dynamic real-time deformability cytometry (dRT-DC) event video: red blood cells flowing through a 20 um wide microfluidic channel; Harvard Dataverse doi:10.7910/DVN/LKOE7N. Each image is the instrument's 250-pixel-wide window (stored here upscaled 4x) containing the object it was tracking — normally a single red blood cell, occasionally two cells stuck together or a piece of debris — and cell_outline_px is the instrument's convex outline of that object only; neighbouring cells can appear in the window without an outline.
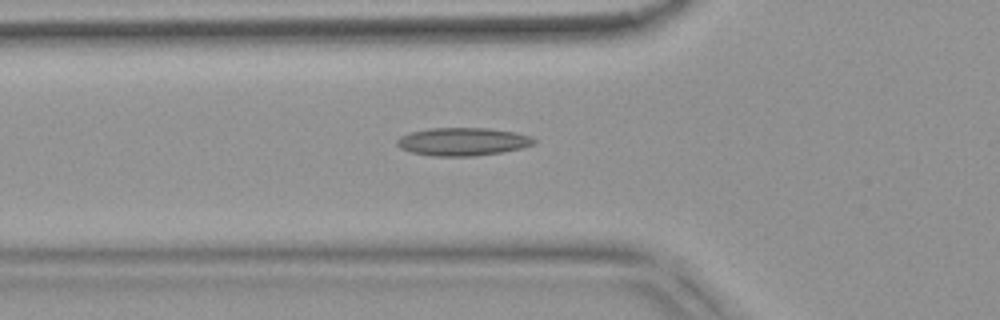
{"species": "common noctule bat (a hibernating species)", "species_latin": "Nyctalus noctula", "temperature_condition": "warm", "stored_images_in_passage": 53, "camera_frame_rate_fps": 3000, "um_per_image_px": 0.085, "animal": {"sex": "female", "body_mass_g": 18.4}, "frame": {"image": 1, "passage_image": 18, "time_ms": 5.667, "image_size_px": [1000, 320], "cell_outline_px": [[536, 144], [524, 148], [504, 152], [476, 156], [432, 156], [412, 152], [400, 148], [396, 144], [396, 140], [400, 136], [412, 132], [428, 128], [488, 128], [516, 132], [532, 136], [536, 140]], "centroid_in_image_um": [39.39, 12.04], "position_along_channel_um": 86.4, "area_um2": 22.66}}
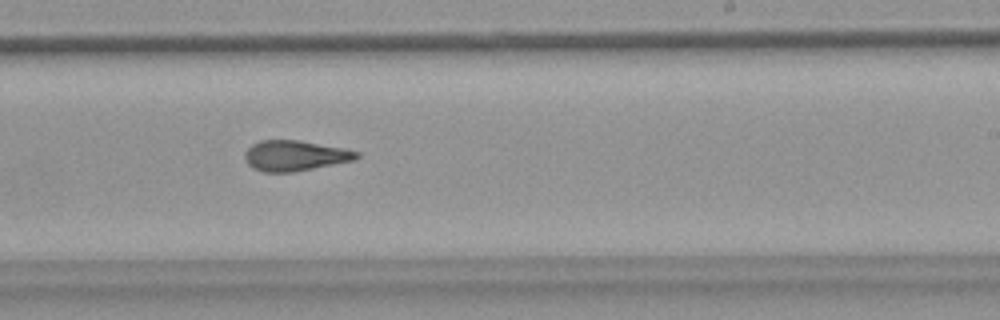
{"frame": {"image": 2, "passage_image": 32, "time_ms": 10.333, "image_size_px": [1000, 320], "cell_outline_px": [[360, 156], [352, 160], [292, 172], [264, 172], [252, 168], [248, 164], [244, 156], [244, 152], [252, 144], [260, 140], [300, 140], [344, 148], [360, 152]], "centroid_in_image_um": [25.03, 13.22], "position_along_channel_um": 264.0, "area_um2": 19.71}}
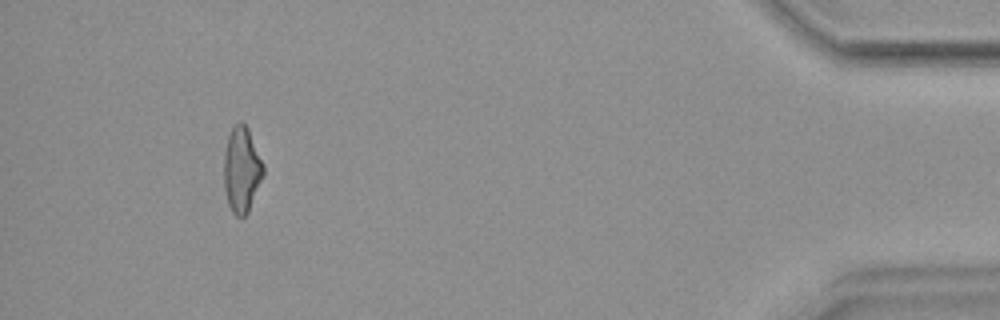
{"frame": {"image": 3, "passage_image": 49, "time_ms": 16.0, "image_size_px": [1000, 320], "cell_outline_px": [[264, 176], [248, 212], [244, 216], [236, 216], [232, 212], [228, 204], [224, 188], [224, 152], [228, 136], [232, 128], [240, 120], [248, 128], [264, 164]], "centroid_in_image_um": [20.55, 14.43], "position_along_channel_um": 414.6, "area_um2": 19.77}, "authors_computed_cell_mechanics": {"area_um2": 20.519, "velocity_mm_per_s": 3.8036, "shape_relaxation_time_tau1_ms": null, "shape_relaxation_time_tau2_ms": 2.6073, "deformation_change_tau1": null, "deformation_change_tau2": 0.1277}}